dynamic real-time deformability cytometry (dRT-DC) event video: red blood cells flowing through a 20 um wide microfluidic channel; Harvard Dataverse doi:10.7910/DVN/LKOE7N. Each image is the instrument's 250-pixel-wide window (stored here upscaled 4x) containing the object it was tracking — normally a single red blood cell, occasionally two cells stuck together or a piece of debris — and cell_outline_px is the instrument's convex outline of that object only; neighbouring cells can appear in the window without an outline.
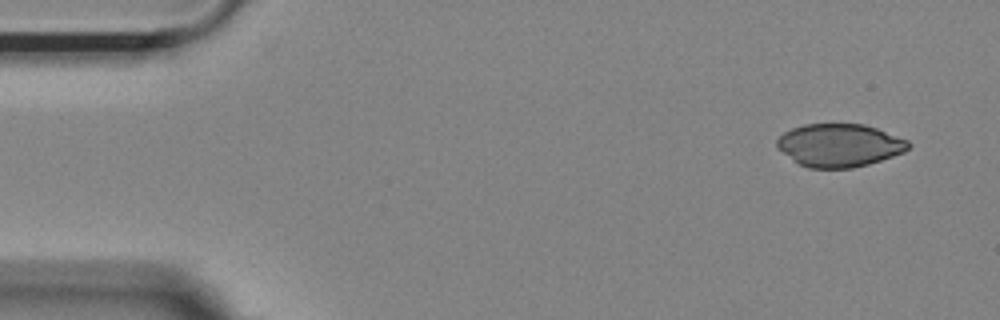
{"species": "Egyptian fruit bat (a non-hibernating species)", "species_latin": "Rousettus aegyptiacus", "temperature_condition": "room temperature", "stored_images_in_passage": 51, "camera_frame_rate_fps": 3000, "um_per_image_px": 0.085, "animal": {"sex": "female"}, "frame": {"image": 1, "passage_image": 1, "time_ms": 0.0, "image_size_px": [1000, 320], "cell_outline_px": [[912, 144], [904, 152], [868, 164], [852, 168], [808, 168], [800, 164], [776, 148], [776, 140], [784, 132], [792, 128], [804, 124], [864, 124], [876, 128], [908, 140]], "centroid_in_image_um": [71.34, 12.34], "position_along_channel_um": 13.7, "area_um2": 32.83}}
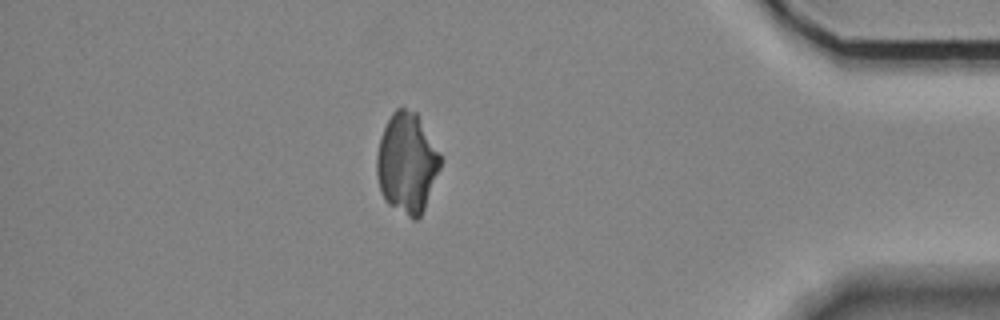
{"frame": {"image": 2, "passage_image": 44, "time_ms": 14.333, "image_size_px": [1000, 320], "cell_outline_px": [[440, 168], [424, 208], [420, 216], [416, 220], [412, 220], [388, 204], [384, 200], [380, 192], [376, 172], [376, 156], [380, 136], [392, 112], [396, 108], [404, 108], [416, 112], [440, 152]], "centroid_in_image_um": [34.56, 13.87], "position_along_channel_um": 400.6, "area_um2": 37.22}}